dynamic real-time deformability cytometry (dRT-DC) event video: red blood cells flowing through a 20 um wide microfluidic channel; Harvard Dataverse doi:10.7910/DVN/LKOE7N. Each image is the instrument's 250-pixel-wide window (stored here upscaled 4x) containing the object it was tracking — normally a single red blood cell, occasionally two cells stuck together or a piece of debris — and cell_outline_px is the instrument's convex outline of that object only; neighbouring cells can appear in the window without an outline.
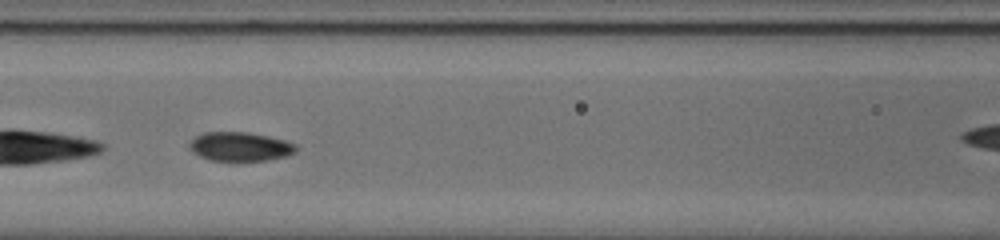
{"species": "common noctule bat (a hibernating species)", "species_latin": "Nyctalus noctula", "temperature_condition": "cold", "stored_images_in_passage": 51, "camera_frame_rate_fps": 3000, "um_per_image_px": 0.085, "animal": {"sex": "male", "body_mass_g": 20.0, "forearm_length_mm": 53.3}, "frame": {"image": 1, "passage_image": 20, "time_ms": 6.333, "image_size_px": [1000, 240], "cell_outline_px": [[296, 152], [284, 156], [268, 160], [212, 160], [200, 156], [188, 148], [188, 144], [196, 136], [204, 132], [248, 132], [268, 136], [284, 140], [296, 144]], "centroid_in_image_um": [20.4, 12.45], "position_along_channel_um": 146.2, "area_um2": 17.8}}
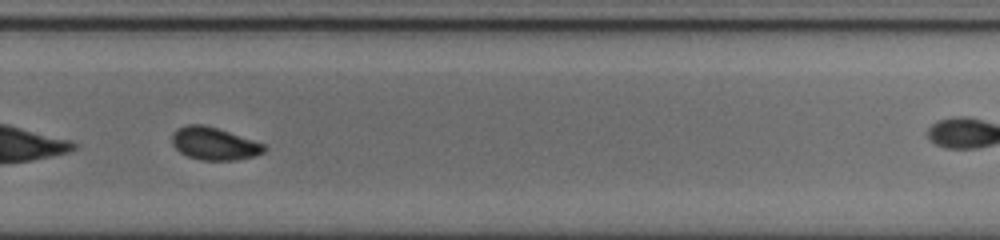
{"frame": {"image": 2, "passage_image": 33, "time_ms": 10.667, "image_size_px": [1000, 240], "cell_outline_px": [[268, 148], [264, 152], [256, 156], [236, 160], [200, 160], [188, 156], [180, 152], [172, 144], [172, 132], [176, 128], [188, 124], [204, 124], [264, 144]], "centroid_in_image_um": [18.19, 12.21], "position_along_channel_um": 311.6, "area_um2": 17.51}, "authors_computed_cell_mechanics": {"area_um2": 18.207, "velocity_mm_per_s": 3.8257, "shape_relaxation_time_tau1_ms": 9.9724, "shape_relaxation_time_tau2_ms": 2.215, "deformation_change_tau1": 0.1959, "deformation_change_tau2": 0.0528}}